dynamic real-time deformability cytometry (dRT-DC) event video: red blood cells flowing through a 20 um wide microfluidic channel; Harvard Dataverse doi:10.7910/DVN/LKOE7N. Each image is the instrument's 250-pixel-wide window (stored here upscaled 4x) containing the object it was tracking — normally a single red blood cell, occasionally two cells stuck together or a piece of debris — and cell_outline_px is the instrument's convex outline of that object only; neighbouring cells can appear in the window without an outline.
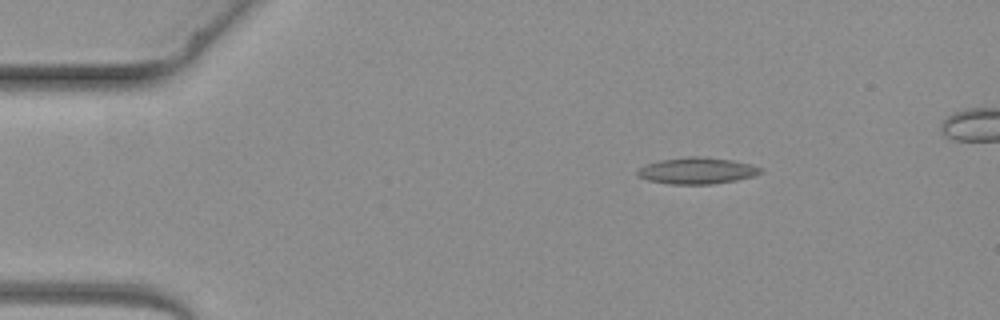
{"species": "common noctule bat (a hibernating species)", "species_latin": "Nyctalus noctula", "temperature_condition": "warm", "stored_images_in_passage": 3, "camera_frame_rate_fps": 3000, "um_per_image_px": 0.085, "animal": {"sex": "female", "body_mass_g": 19.3, "forearm_length_mm": 54.1}, "frame": {"image": 1, "passage_image": 1, "time_ms": 0.0, "image_size_px": [1000, 320], "cell_outline_px": [[764, 172], [752, 176], [736, 180], [712, 184], [672, 184], [648, 180], [640, 176], [636, 172], [640, 168], [648, 164], [660, 160], [688, 156], [696, 156], [732, 160], [752, 164], [764, 168]], "centroid_in_image_um": [59.31, 14.5], "position_along_channel_um": 25.7, "area_um2": 18.84}}